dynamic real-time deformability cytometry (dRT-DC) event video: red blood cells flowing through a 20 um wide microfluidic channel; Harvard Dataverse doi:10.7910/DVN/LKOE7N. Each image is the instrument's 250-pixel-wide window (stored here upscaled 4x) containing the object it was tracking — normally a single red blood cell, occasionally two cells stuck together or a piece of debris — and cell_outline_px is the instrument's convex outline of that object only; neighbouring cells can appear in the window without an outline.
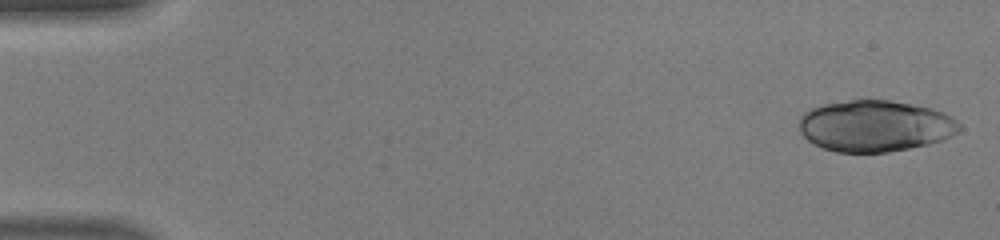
{"species": "human", "species_latin": "Homo sapiens", "temperature_condition": "warm", "stored_images_in_passage": 20, "camera_frame_rate_fps": 3000, "um_per_image_px": 0.085, "donor": {"sex": "male"}, "frame": {"image": 1, "passage_image": 1, "time_ms": 0.0, "image_size_px": [1000, 240], "cell_outline_px": [[960, 128], [956, 132], [940, 140], [928, 144], [888, 152], [836, 152], [812, 144], [800, 132], [800, 116], [804, 112], [820, 104], [848, 100], [888, 100], [912, 104], [932, 108], [944, 112], [952, 116], [960, 124]], "centroid_in_image_um": [74.35, 10.7], "position_along_channel_um": 10.7, "area_um2": 47.92}}
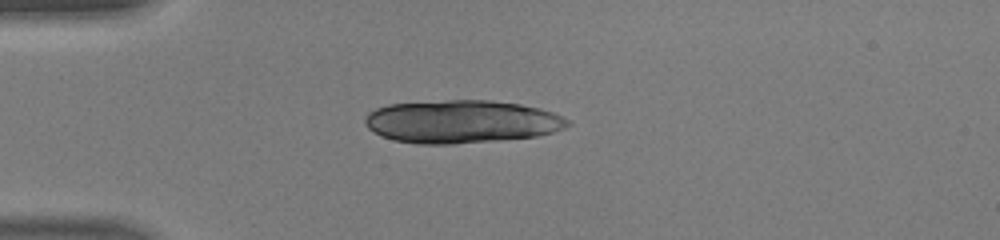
{"frame": {"image": 2, "passage_image": 12, "time_ms": 3.667, "image_size_px": [1000, 240], "cell_outline_px": [[572, 124], [564, 128], [552, 132], [536, 136], [452, 144], [420, 144], [396, 140], [380, 136], [368, 128], [364, 124], [364, 116], [368, 112], [376, 108], [388, 104], [448, 100], [488, 100], [520, 104], [540, 108], [552, 112], [572, 120]], "centroid_in_image_um": [39.22, 10.33], "position_along_channel_um": 45.8, "area_um2": 50.81}}